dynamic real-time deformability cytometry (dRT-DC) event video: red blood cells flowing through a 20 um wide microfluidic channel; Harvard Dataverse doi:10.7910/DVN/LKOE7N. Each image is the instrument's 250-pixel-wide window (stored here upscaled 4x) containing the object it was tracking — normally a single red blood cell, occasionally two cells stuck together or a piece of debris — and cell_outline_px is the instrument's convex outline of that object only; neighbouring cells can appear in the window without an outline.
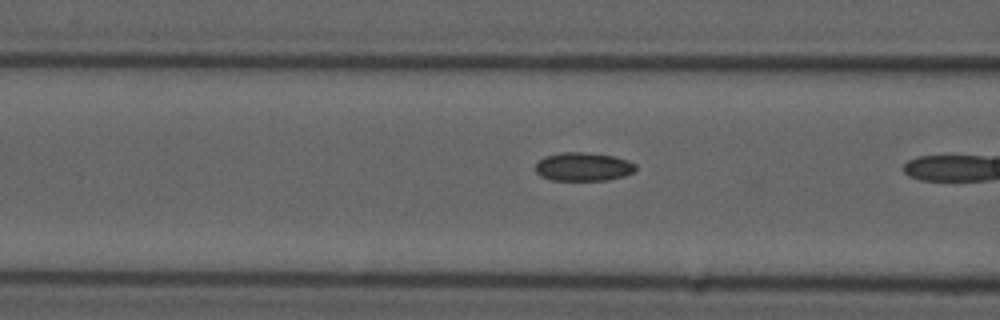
{"species": "common noctule bat (a hibernating species)", "species_latin": "Nyctalus noctula", "temperature_condition": "cold", "stored_images_in_passage": 19, "camera_frame_rate_fps": 3000, "um_per_image_px": 0.085, "animal": {"sex": "male", "forearm_length_mm": 52.5}, "frame": {"image": 1, "passage_image": 14, "time_ms": 4.333, "image_size_px": [1000, 320], "cell_outline_px": [[636, 172], [624, 176], [608, 180], [552, 180], [540, 176], [536, 172], [536, 164], [544, 156], [560, 152], [584, 152], [612, 156], [628, 160], [636, 164]], "centroid_in_image_um": [49.59, 14.17], "position_along_channel_um": 117.0, "area_um2": 16.76}}